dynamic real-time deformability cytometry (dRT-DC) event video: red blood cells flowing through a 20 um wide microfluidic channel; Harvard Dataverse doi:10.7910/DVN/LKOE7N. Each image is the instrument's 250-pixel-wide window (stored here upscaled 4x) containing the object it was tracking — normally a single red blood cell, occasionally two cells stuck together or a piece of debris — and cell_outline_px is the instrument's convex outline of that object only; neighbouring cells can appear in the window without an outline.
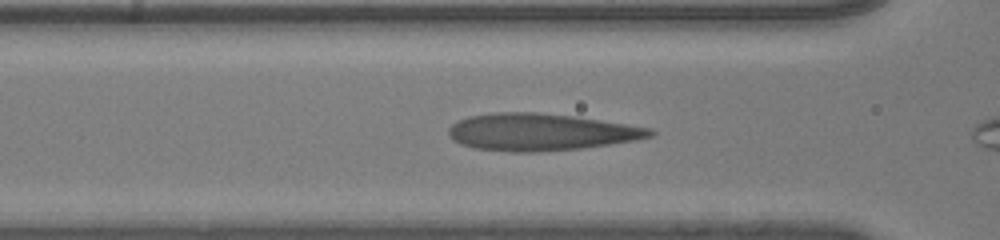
{"species": "human", "species_latin": "Homo sapiens", "temperature_condition": "room temperature", "stored_images_in_passage": 28, "camera_frame_rate_fps": 3000, "um_per_image_px": 0.085, "donor": {"sex": "male"}, "frame": {"image": 1, "passage_image": 4, "time_ms": 1.0, "image_size_px": [1000, 240], "cell_outline_px": [[656, 132], [652, 136], [636, 140], [580, 148], [536, 152], [508, 152], [472, 148], [460, 144], [452, 140], [448, 136], [448, 128], [452, 124], [468, 116], [496, 112], [536, 112], [572, 116], [652, 128]], "centroid_in_image_um": [45.9, 11.23], "position_along_channel_um": 120.7, "area_um2": 43.52}}
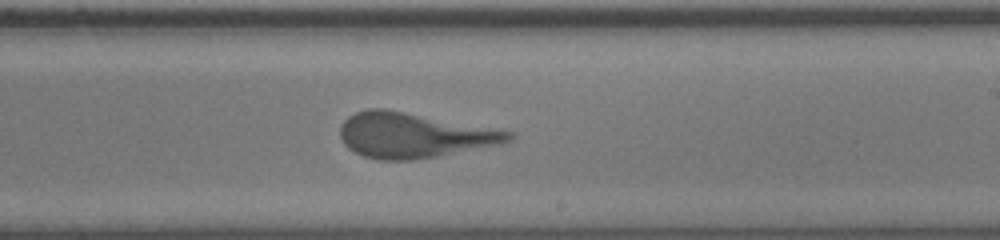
{"frame": {"image": 2, "passage_image": 14, "time_ms": 4.333, "image_size_px": [1000, 240], "cell_outline_px": [[516, 136], [512, 140], [500, 144], [416, 160], [376, 160], [364, 156], [348, 148], [344, 144], [340, 136], [340, 124], [348, 116], [356, 112], [368, 108], [384, 108], [516, 132]], "centroid_in_image_um": [35.16, 11.49], "position_along_channel_um": 253.8, "area_um2": 44.33}}
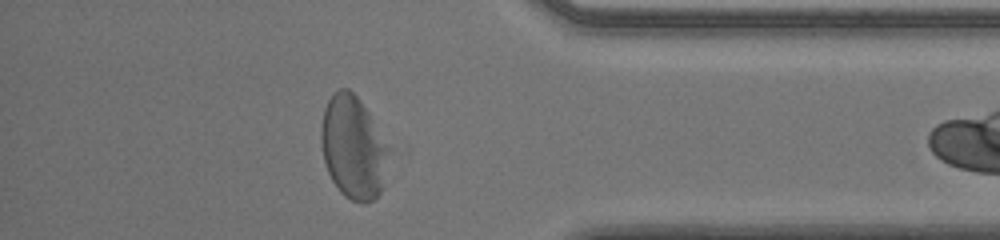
{"frame": {"image": 3, "passage_image": 26, "time_ms": 8.333, "image_size_px": [1000, 240], "cell_outline_px": [[388, 148], [380, 192], [372, 200], [364, 204], [360, 204], [344, 196], [340, 192], [332, 180], [328, 172], [324, 160], [320, 140], [320, 128], [324, 108], [328, 100], [340, 88], [348, 88], [360, 100], [368, 112]], "centroid_in_image_um": [29.96, 12.54], "position_along_channel_um": 405.2, "area_um2": 39.71}}